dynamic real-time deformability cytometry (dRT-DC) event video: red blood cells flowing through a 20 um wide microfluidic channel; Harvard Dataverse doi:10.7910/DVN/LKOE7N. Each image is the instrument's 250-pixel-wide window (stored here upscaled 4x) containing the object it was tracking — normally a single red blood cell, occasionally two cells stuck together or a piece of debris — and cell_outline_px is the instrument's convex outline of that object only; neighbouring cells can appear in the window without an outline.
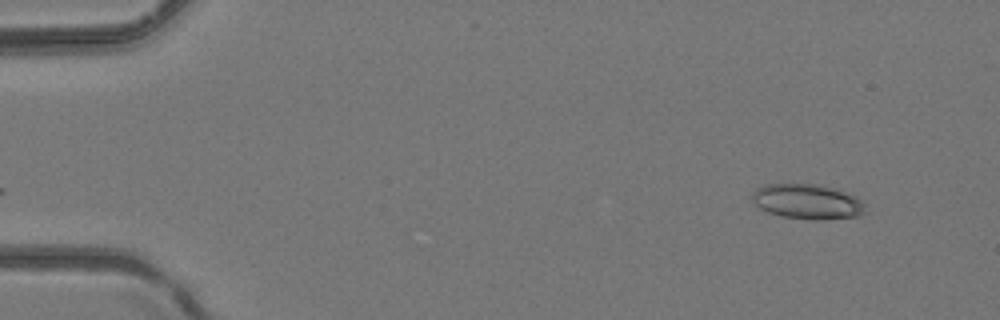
{"species": "common noctule bat (a hibernating species)", "species_latin": "Nyctalus noctula", "temperature_condition": "room temperature", "stored_images_in_passage": 4, "camera_frame_rate_fps": 3000, "um_per_image_px": 0.085, "animal": {"sex": "female", "body_mass_g": 24.6, "forearm_length_mm": 56.2}, "frame": {"image": 1, "passage_image": 1, "time_ms": 0.0, "image_size_px": [1000, 320], "cell_outline_px": [[868, 204], [864, 212], [860, 216], [824, 220], [812, 220], [780, 216], [768, 212], [760, 208], [752, 200], [752, 192], [756, 188], [768, 184], [812, 184], [840, 188], [856, 196]], "centroid_in_image_um": [68.7, 17.14], "position_along_channel_um": 16.3, "area_um2": 23.58}}